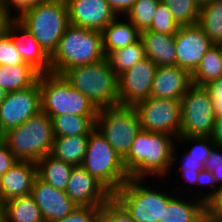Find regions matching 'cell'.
Wrapping results in <instances>:
<instances>
[{
    "label": "cell",
    "instance_id": "obj_1",
    "mask_svg": "<svg viewBox=\"0 0 222 222\" xmlns=\"http://www.w3.org/2000/svg\"><path fill=\"white\" fill-rule=\"evenodd\" d=\"M176 140L165 133L139 131L123 159L130 178L145 179L148 175V178L165 179L176 161Z\"/></svg>",
    "mask_w": 222,
    "mask_h": 222
},
{
    "label": "cell",
    "instance_id": "obj_2",
    "mask_svg": "<svg viewBox=\"0 0 222 222\" xmlns=\"http://www.w3.org/2000/svg\"><path fill=\"white\" fill-rule=\"evenodd\" d=\"M104 58L102 33L70 24L50 56L51 73L61 75L72 67L95 63Z\"/></svg>",
    "mask_w": 222,
    "mask_h": 222
},
{
    "label": "cell",
    "instance_id": "obj_3",
    "mask_svg": "<svg viewBox=\"0 0 222 222\" xmlns=\"http://www.w3.org/2000/svg\"><path fill=\"white\" fill-rule=\"evenodd\" d=\"M61 75L98 110L119 105L118 76L110 69L106 58L95 63L72 67Z\"/></svg>",
    "mask_w": 222,
    "mask_h": 222
},
{
    "label": "cell",
    "instance_id": "obj_4",
    "mask_svg": "<svg viewBox=\"0 0 222 222\" xmlns=\"http://www.w3.org/2000/svg\"><path fill=\"white\" fill-rule=\"evenodd\" d=\"M51 56L57 49L69 22L66 0L38 1L16 17Z\"/></svg>",
    "mask_w": 222,
    "mask_h": 222
},
{
    "label": "cell",
    "instance_id": "obj_5",
    "mask_svg": "<svg viewBox=\"0 0 222 222\" xmlns=\"http://www.w3.org/2000/svg\"><path fill=\"white\" fill-rule=\"evenodd\" d=\"M53 140L52 120L42 111L3 134V142L17 160L35 163L50 154Z\"/></svg>",
    "mask_w": 222,
    "mask_h": 222
},
{
    "label": "cell",
    "instance_id": "obj_6",
    "mask_svg": "<svg viewBox=\"0 0 222 222\" xmlns=\"http://www.w3.org/2000/svg\"><path fill=\"white\" fill-rule=\"evenodd\" d=\"M81 166L112 194L130 179L123 158L96 128L89 134L87 150Z\"/></svg>",
    "mask_w": 222,
    "mask_h": 222
},
{
    "label": "cell",
    "instance_id": "obj_7",
    "mask_svg": "<svg viewBox=\"0 0 222 222\" xmlns=\"http://www.w3.org/2000/svg\"><path fill=\"white\" fill-rule=\"evenodd\" d=\"M41 111L48 116L73 114L97 116L98 109L77 89H74L62 75L40 74Z\"/></svg>",
    "mask_w": 222,
    "mask_h": 222
},
{
    "label": "cell",
    "instance_id": "obj_8",
    "mask_svg": "<svg viewBox=\"0 0 222 222\" xmlns=\"http://www.w3.org/2000/svg\"><path fill=\"white\" fill-rule=\"evenodd\" d=\"M143 178H130L113 197L126 209L135 222H159L173 192L159 191L149 187ZM156 190H155V189Z\"/></svg>",
    "mask_w": 222,
    "mask_h": 222
},
{
    "label": "cell",
    "instance_id": "obj_9",
    "mask_svg": "<svg viewBox=\"0 0 222 222\" xmlns=\"http://www.w3.org/2000/svg\"><path fill=\"white\" fill-rule=\"evenodd\" d=\"M95 128L124 159L141 131V124L134 106L116 105L98 111Z\"/></svg>",
    "mask_w": 222,
    "mask_h": 222
},
{
    "label": "cell",
    "instance_id": "obj_10",
    "mask_svg": "<svg viewBox=\"0 0 222 222\" xmlns=\"http://www.w3.org/2000/svg\"><path fill=\"white\" fill-rule=\"evenodd\" d=\"M215 120L208 90L192 84L181 98L180 136L211 137Z\"/></svg>",
    "mask_w": 222,
    "mask_h": 222
},
{
    "label": "cell",
    "instance_id": "obj_11",
    "mask_svg": "<svg viewBox=\"0 0 222 222\" xmlns=\"http://www.w3.org/2000/svg\"><path fill=\"white\" fill-rule=\"evenodd\" d=\"M141 130L180 136L181 100L161 99L150 96L134 106Z\"/></svg>",
    "mask_w": 222,
    "mask_h": 222
},
{
    "label": "cell",
    "instance_id": "obj_12",
    "mask_svg": "<svg viewBox=\"0 0 222 222\" xmlns=\"http://www.w3.org/2000/svg\"><path fill=\"white\" fill-rule=\"evenodd\" d=\"M41 111L39 80L30 88L7 92L0 103V131L2 134L20 126Z\"/></svg>",
    "mask_w": 222,
    "mask_h": 222
},
{
    "label": "cell",
    "instance_id": "obj_13",
    "mask_svg": "<svg viewBox=\"0 0 222 222\" xmlns=\"http://www.w3.org/2000/svg\"><path fill=\"white\" fill-rule=\"evenodd\" d=\"M158 66L149 58L137 62L118 76V99L121 106H135L151 96Z\"/></svg>",
    "mask_w": 222,
    "mask_h": 222
},
{
    "label": "cell",
    "instance_id": "obj_14",
    "mask_svg": "<svg viewBox=\"0 0 222 222\" xmlns=\"http://www.w3.org/2000/svg\"><path fill=\"white\" fill-rule=\"evenodd\" d=\"M177 66L192 73L214 46L198 24L179 27L174 35Z\"/></svg>",
    "mask_w": 222,
    "mask_h": 222
},
{
    "label": "cell",
    "instance_id": "obj_15",
    "mask_svg": "<svg viewBox=\"0 0 222 222\" xmlns=\"http://www.w3.org/2000/svg\"><path fill=\"white\" fill-rule=\"evenodd\" d=\"M68 197L80 206H103L113 194L81 165L73 166L65 189Z\"/></svg>",
    "mask_w": 222,
    "mask_h": 222
},
{
    "label": "cell",
    "instance_id": "obj_16",
    "mask_svg": "<svg viewBox=\"0 0 222 222\" xmlns=\"http://www.w3.org/2000/svg\"><path fill=\"white\" fill-rule=\"evenodd\" d=\"M73 26L102 31L117 15L106 0H66Z\"/></svg>",
    "mask_w": 222,
    "mask_h": 222
},
{
    "label": "cell",
    "instance_id": "obj_17",
    "mask_svg": "<svg viewBox=\"0 0 222 222\" xmlns=\"http://www.w3.org/2000/svg\"><path fill=\"white\" fill-rule=\"evenodd\" d=\"M41 210L45 222H54L69 215L77 208L65 191L58 190L38 176L30 194Z\"/></svg>",
    "mask_w": 222,
    "mask_h": 222
},
{
    "label": "cell",
    "instance_id": "obj_18",
    "mask_svg": "<svg viewBox=\"0 0 222 222\" xmlns=\"http://www.w3.org/2000/svg\"><path fill=\"white\" fill-rule=\"evenodd\" d=\"M7 33L16 44L24 62L32 65L41 74L51 73L50 56L16 17L9 22Z\"/></svg>",
    "mask_w": 222,
    "mask_h": 222
},
{
    "label": "cell",
    "instance_id": "obj_19",
    "mask_svg": "<svg viewBox=\"0 0 222 222\" xmlns=\"http://www.w3.org/2000/svg\"><path fill=\"white\" fill-rule=\"evenodd\" d=\"M192 85L191 73L179 66H160L157 68L151 96L161 99L181 100Z\"/></svg>",
    "mask_w": 222,
    "mask_h": 222
},
{
    "label": "cell",
    "instance_id": "obj_20",
    "mask_svg": "<svg viewBox=\"0 0 222 222\" xmlns=\"http://www.w3.org/2000/svg\"><path fill=\"white\" fill-rule=\"evenodd\" d=\"M37 177V164L32 161L18 160L2 175L0 196L4 202L31 194Z\"/></svg>",
    "mask_w": 222,
    "mask_h": 222
},
{
    "label": "cell",
    "instance_id": "obj_21",
    "mask_svg": "<svg viewBox=\"0 0 222 222\" xmlns=\"http://www.w3.org/2000/svg\"><path fill=\"white\" fill-rule=\"evenodd\" d=\"M140 38L144 44L146 57L158 67L177 65L174 35L144 30L140 32Z\"/></svg>",
    "mask_w": 222,
    "mask_h": 222
},
{
    "label": "cell",
    "instance_id": "obj_22",
    "mask_svg": "<svg viewBox=\"0 0 222 222\" xmlns=\"http://www.w3.org/2000/svg\"><path fill=\"white\" fill-rule=\"evenodd\" d=\"M117 16L102 31L104 53L126 47L140 38V31L128 19L120 21Z\"/></svg>",
    "mask_w": 222,
    "mask_h": 222
},
{
    "label": "cell",
    "instance_id": "obj_23",
    "mask_svg": "<svg viewBox=\"0 0 222 222\" xmlns=\"http://www.w3.org/2000/svg\"><path fill=\"white\" fill-rule=\"evenodd\" d=\"M40 74L26 62L15 66L0 65V86L6 92L30 88L38 82Z\"/></svg>",
    "mask_w": 222,
    "mask_h": 222
},
{
    "label": "cell",
    "instance_id": "obj_24",
    "mask_svg": "<svg viewBox=\"0 0 222 222\" xmlns=\"http://www.w3.org/2000/svg\"><path fill=\"white\" fill-rule=\"evenodd\" d=\"M197 196L188 200L174 196L167 204L159 222H198L206 210V203Z\"/></svg>",
    "mask_w": 222,
    "mask_h": 222
},
{
    "label": "cell",
    "instance_id": "obj_25",
    "mask_svg": "<svg viewBox=\"0 0 222 222\" xmlns=\"http://www.w3.org/2000/svg\"><path fill=\"white\" fill-rule=\"evenodd\" d=\"M89 135L54 137L50 155L72 166L83 163Z\"/></svg>",
    "mask_w": 222,
    "mask_h": 222
},
{
    "label": "cell",
    "instance_id": "obj_26",
    "mask_svg": "<svg viewBox=\"0 0 222 222\" xmlns=\"http://www.w3.org/2000/svg\"><path fill=\"white\" fill-rule=\"evenodd\" d=\"M37 176L52 187L65 191L73 166L48 154L37 163Z\"/></svg>",
    "mask_w": 222,
    "mask_h": 222
},
{
    "label": "cell",
    "instance_id": "obj_27",
    "mask_svg": "<svg viewBox=\"0 0 222 222\" xmlns=\"http://www.w3.org/2000/svg\"><path fill=\"white\" fill-rule=\"evenodd\" d=\"M52 120L54 137L89 135L95 128L97 116L64 114L49 116Z\"/></svg>",
    "mask_w": 222,
    "mask_h": 222
},
{
    "label": "cell",
    "instance_id": "obj_28",
    "mask_svg": "<svg viewBox=\"0 0 222 222\" xmlns=\"http://www.w3.org/2000/svg\"><path fill=\"white\" fill-rule=\"evenodd\" d=\"M105 58L110 69L119 76L126 70L130 69L134 64L147 57L142 39L139 38L136 42L126 47L106 53Z\"/></svg>",
    "mask_w": 222,
    "mask_h": 222
},
{
    "label": "cell",
    "instance_id": "obj_29",
    "mask_svg": "<svg viewBox=\"0 0 222 222\" xmlns=\"http://www.w3.org/2000/svg\"><path fill=\"white\" fill-rule=\"evenodd\" d=\"M4 222H45L31 195L5 202Z\"/></svg>",
    "mask_w": 222,
    "mask_h": 222
},
{
    "label": "cell",
    "instance_id": "obj_30",
    "mask_svg": "<svg viewBox=\"0 0 222 222\" xmlns=\"http://www.w3.org/2000/svg\"><path fill=\"white\" fill-rule=\"evenodd\" d=\"M222 77V50L220 45L212 46L191 73L192 84L204 86Z\"/></svg>",
    "mask_w": 222,
    "mask_h": 222
},
{
    "label": "cell",
    "instance_id": "obj_31",
    "mask_svg": "<svg viewBox=\"0 0 222 222\" xmlns=\"http://www.w3.org/2000/svg\"><path fill=\"white\" fill-rule=\"evenodd\" d=\"M214 45L222 44V0L202 6L197 23Z\"/></svg>",
    "mask_w": 222,
    "mask_h": 222
},
{
    "label": "cell",
    "instance_id": "obj_32",
    "mask_svg": "<svg viewBox=\"0 0 222 222\" xmlns=\"http://www.w3.org/2000/svg\"><path fill=\"white\" fill-rule=\"evenodd\" d=\"M179 27L198 23L200 7L195 0H161Z\"/></svg>",
    "mask_w": 222,
    "mask_h": 222
},
{
    "label": "cell",
    "instance_id": "obj_33",
    "mask_svg": "<svg viewBox=\"0 0 222 222\" xmlns=\"http://www.w3.org/2000/svg\"><path fill=\"white\" fill-rule=\"evenodd\" d=\"M160 0H137L132 8L127 12L126 19L140 31L148 30Z\"/></svg>",
    "mask_w": 222,
    "mask_h": 222
},
{
    "label": "cell",
    "instance_id": "obj_34",
    "mask_svg": "<svg viewBox=\"0 0 222 222\" xmlns=\"http://www.w3.org/2000/svg\"><path fill=\"white\" fill-rule=\"evenodd\" d=\"M177 143H186L190 142L194 145L184 154L185 156L182 157V160H194L199 161L205 165L206 160L209 157L210 151L215 146L214 142L212 141L211 137H197V136H179L177 138Z\"/></svg>",
    "mask_w": 222,
    "mask_h": 222
},
{
    "label": "cell",
    "instance_id": "obj_35",
    "mask_svg": "<svg viewBox=\"0 0 222 222\" xmlns=\"http://www.w3.org/2000/svg\"><path fill=\"white\" fill-rule=\"evenodd\" d=\"M179 26L175 22L169 8L160 0L149 31L175 35Z\"/></svg>",
    "mask_w": 222,
    "mask_h": 222
},
{
    "label": "cell",
    "instance_id": "obj_36",
    "mask_svg": "<svg viewBox=\"0 0 222 222\" xmlns=\"http://www.w3.org/2000/svg\"><path fill=\"white\" fill-rule=\"evenodd\" d=\"M98 222H135L126 209L112 196L101 206Z\"/></svg>",
    "mask_w": 222,
    "mask_h": 222
},
{
    "label": "cell",
    "instance_id": "obj_37",
    "mask_svg": "<svg viewBox=\"0 0 222 222\" xmlns=\"http://www.w3.org/2000/svg\"><path fill=\"white\" fill-rule=\"evenodd\" d=\"M25 63L21 54L16 49V44L6 32L0 35V65L15 66Z\"/></svg>",
    "mask_w": 222,
    "mask_h": 222
},
{
    "label": "cell",
    "instance_id": "obj_38",
    "mask_svg": "<svg viewBox=\"0 0 222 222\" xmlns=\"http://www.w3.org/2000/svg\"><path fill=\"white\" fill-rule=\"evenodd\" d=\"M101 207L80 206L54 222H98Z\"/></svg>",
    "mask_w": 222,
    "mask_h": 222
},
{
    "label": "cell",
    "instance_id": "obj_39",
    "mask_svg": "<svg viewBox=\"0 0 222 222\" xmlns=\"http://www.w3.org/2000/svg\"><path fill=\"white\" fill-rule=\"evenodd\" d=\"M222 147L214 146L210 151L209 157L206 160L204 168L210 170L219 186L222 183Z\"/></svg>",
    "mask_w": 222,
    "mask_h": 222
},
{
    "label": "cell",
    "instance_id": "obj_40",
    "mask_svg": "<svg viewBox=\"0 0 222 222\" xmlns=\"http://www.w3.org/2000/svg\"><path fill=\"white\" fill-rule=\"evenodd\" d=\"M204 87L209 92L215 116H222V77L208 82Z\"/></svg>",
    "mask_w": 222,
    "mask_h": 222
},
{
    "label": "cell",
    "instance_id": "obj_41",
    "mask_svg": "<svg viewBox=\"0 0 222 222\" xmlns=\"http://www.w3.org/2000/svg\"><path fill=\"white\" fill-rule=\"evenodd\" d=\"M181 165L180 167V172H182V177L183 180L186 181V183L189 184H196L198 175L200 170L204 169V165L202 163H199V161H194V160H181Z\"/></svg>",
    "mask_w": 222,
    "mask_h": 222
},
{
    "label": "cell",
    "instance_id": "obj_42",
    "mask_svg": "<svg viewBox=\"0 0 222 222\" xmlns=\"http://www.w3.org/2000/svg\"><path fill=\"white\" fill-rule=\"evenodd\" d=\"M196 185L199 187V185L202 186H209L211 187L210 193H206L207 195L203 196L201 195V200L204 201L205 203L216 193V191L219 188V185H217L216 180L213 177V174L210 170H206L205 168L200 170L197 183Z\"/></svg>",
    "mask_w": 222,
    "mask_h": 222
},
{
    "label": "cell",
    "instance_id": "obj_43",
    "mask_svg": "<svg viewBox=\"0 0 222 222\" xmlns=\"http://www.w3.org/2000/svg\"><path fill=\"white\" fill-rule=\"evenodd\" d=\"M18 160L2 141L0 143V174H5Z\"/></svg>",
    "mask_w": 222,
    "mask_h": 222
},
{
    "label": "cell",
    "instance_id": "obj_44",
    "mask_svg": "<svg viewBox=\"0 0 222 222\" xmlns=\"http://www.w3.org/2000/svg\"><path fill=\"white\" fill-rule=\"evenodd\" d=\"M37 2L38 0H6L5 7L12 16L14 15L11 12L14 9L17 12L14 17H18L24 10L31 8Z\"/></svg>",
    "mask_w": 222,
    "mask_h": 222
},
{
    "label": "cell",
    "instance_id": "obj_45",
    "mask_svg": "<svg viewBox=\"0 0 222 222\" xmlns=\"http://www.w3.org/2000/svg\"><path fill=\"white\" fill-rule=\"evenodd\" d=\"M206 209L214 215L222 217V184L216 193L206 202Z\"/></svg>",
    "mask_w": 222,
    "mask_h": 222
},
{
    "label": "cell",
    "instance_id": "obj_46",
    "mask_svg": "<svg viewBox=\"0 0 222 222\" xmlns=\"http://www.w3.org/2000/svg\"><path fill=\"white\" fill-rule=\"evenodd\" d=\"M110 8L117 16L123 14L126 16L127 12L132 8L137 0H106Z\"/></svg>",
    "mask_w": 222,
    "mask_h": 222
},
{
    "label": "cell",
    "instance_id": "obj_47",
    "mask_svg": "<svg viewBox=\"0 0 222 222\" xmlns=\"http://www.w3.org/2000/svg\"><path fill=\"white\" fill-rule=\"evenodd\" d=\"M211 139L215 146L222 147V116L216 117Z\"/></svg>",
    "mask_w": 222,
    "mask_h": 222
},
{
    "label": "cell",
    "instance_id": "obj_48",
    "mask_svg": "<svg viewBox=\"0 0 222 222\" xmlns=\"http://www.w3.org/2000/svg\"><path fill=\"white\" fill-rule=\"evenodd\" d=\"M14 17L7 11L6 7L0 6V35H3L7 32L9 22Z\"/></svg>",
    "mask_w": 222,
    "mask_h": 222
},
{
    "label": "cell",
    "instance_id": "obj_49",
    "mask_svg": "<svg viewBox=\"0 0 222 222\" xmlns=\"http://www.w3.org/2000/svg\"><path fill=\"white\" fill-rule=\"evenodd\" d=\"M198 222H222V217L214 215L212 212L206 209L199 217Z\"/></svg>",
    "mask_w": 222,
    "mask_h": 222
},
{
    "label": "cell",
    "instance_id": "obj_50",
    "mask_svg": "<svg viewBox=\"0 0 222 222\" xmlns=\"http://www.w3.org/2000/svg\"><path fill=\"white\" fill-rule=\"evenodd\" d=\"M5 202L0 196V222H4Z\"/></svg>",
    "mask_w": 222,
    "mask_h": 222
},
{
    "label": "cell",
    "instance_id": "obj_51",
    "mask_svg": "<svg viewBox=\"0 0 222 222\" xmlns=\"http://www.w3.org/2000/svg\"><path fill=\"white\" fill-rule=\"evenodd\" d=\"M198 6L201 8L207 4H210L213 0H195Z\"/></svg>",
    "mask_w": 222,
    "mask_h": 222
},
{
    "label": "cell",
    "instance_id": "obj_52",
    "mask_svg": "<svg viewBox=\"0 0 222 222\" xmlns=\"http://www.w3.org/2000/svg\"><path fill=\"white\" fill-rule=\"evenodd\" d=\"M7 92L0 86V103L5 99Z\"/></svg>",
    "mask_w": 222,
    "mask_h": 222
},
{
    "label": "cell",
    "instance_id": "obj_53",
    "mask_svg": "<svg viewBox=\"0 0 222 222\" xmlns=\"http://www.w3.org/2000/svg\"><path fill=\"white\" fill-rule=\"evenodd\" d=\"M0 6L5 7L6 6V0H0Z\"/></svg>",
    "mask_w": 222,
    "mask_h": 222
},
{
    "label": "cell",
    "instance_id": "obj_54",
    "mask_svg": "<svg viewBox=\"0 0 222 222\" xmlns=\"http://www.w3.org/2000/svg\"><path fill=\"white\" fill-rule=\"evenodd\" d=\"M3 141V134L2 132L0 131V143Z\"/></svg>",
    "mask_w": 222,
    "mask_h": 222
},
{
    "label": "cell",
    "instance_id": "obj_55",
    "mask_svg": "<svg viewBox=\"0 0 222 222\" xmlns=\"http://www.w3.org/2000/svg\"><path fill=\"white\" fill-rule=\"evenodd\" d=\"M2 175L0 174V189H1Z\"/></svg>",
    "mask_w": 222,
    "mask_h": 222
},
{
    "label": "cell",
    "instance_id": "obj_56",
    "mask_svg": "<svg viewBox=\"0 0 222 222\" xmlns=\"http://www.w3.org/2000/svg\"><path fill=\"white\" fill-rule=\"evenodd\" d=\"M38 1H59V0H38Z\"/></svg>",
    "mask_w": 222,
    "mask_h": 222
}]
</instances>
